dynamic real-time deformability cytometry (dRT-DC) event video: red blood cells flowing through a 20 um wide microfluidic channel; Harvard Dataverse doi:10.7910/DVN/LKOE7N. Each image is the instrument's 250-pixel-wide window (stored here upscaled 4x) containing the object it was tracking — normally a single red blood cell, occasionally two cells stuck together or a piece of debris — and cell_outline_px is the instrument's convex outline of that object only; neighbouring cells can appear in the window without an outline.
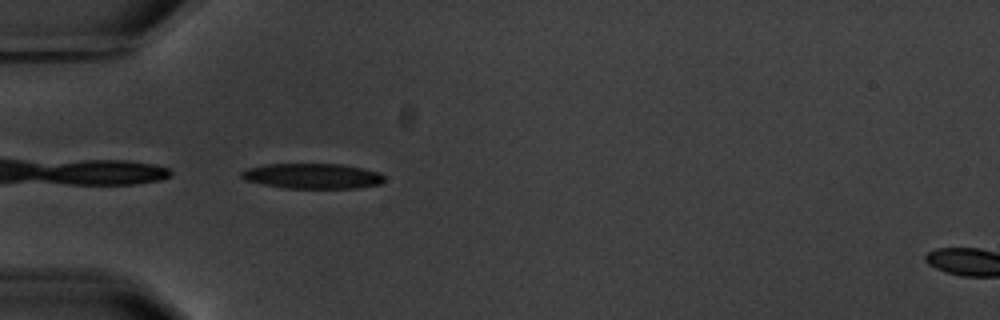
{"species": "common noctule bat (a hibernating species)", "species_latin": "Nyctalus noctula", "temperature_condition": "warm", "stored_images_in_passage": 3, "segment_of_instrument_passage": [1, 2], "camera_frame_rate_fps": 3000, "um_per_image_px": 0.085, "animal": {"sex": "male", "body_mass_g": 20.1, "forearm_length_mm": 53.5}, "frame": {"image": 1, "passage_image": 2, "time_ms": 1.333, "image_size_px": [1000, 320], "cell_outline_px": [[384, 180], [380, 184], [356, 188], [280, 188], [244, 180], [240, 176], [240, 172], [248, 168], [264, 164], [340, 164], [380, 172], [384, 176]], "centroid_in_image_um": [26.52, 14.97], "position_along_channel_um": 58.5, "area_um2": 21.1}}